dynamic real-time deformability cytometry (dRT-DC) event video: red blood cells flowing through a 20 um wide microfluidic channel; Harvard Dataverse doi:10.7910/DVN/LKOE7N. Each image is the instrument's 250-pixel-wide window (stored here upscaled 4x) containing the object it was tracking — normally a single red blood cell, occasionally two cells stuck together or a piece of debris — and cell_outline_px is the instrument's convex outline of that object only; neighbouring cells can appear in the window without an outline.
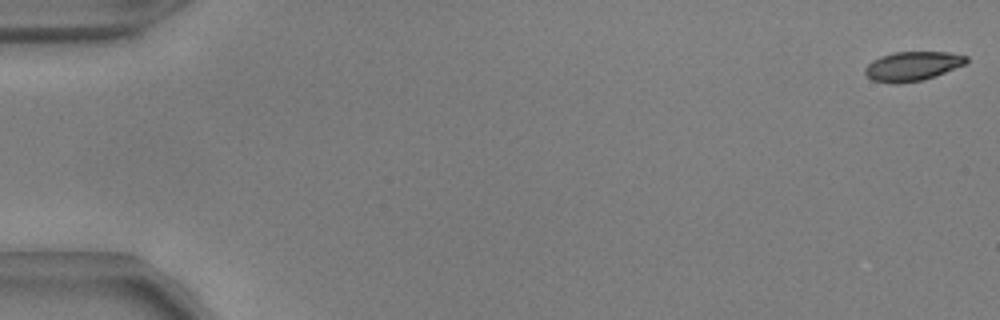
{"species": "common noctule bat (a hibernating species)", "species_latin": "Nyctalus noctula", "temperature_condition": "warm", "stored_images_in_passage": 53, "camera_frame_rate_fps": 3000, "um_per_image_px": 0.085, "animal": {"sex": "male", "body_mass_g": 17.9, "forearm_length_mm": 54.2}, "frame": {"image": 1, "passage_image": 1, "time_ms": 0.0, "image_size_px": [1000, 320], "cell_outline_px": [[964, 60], [960, 64], [932, 76], [916, 80], [880, 80], [872, 76], [868, 72], [868, 68], [872, 64], [888, 56], [904, 52], [936, 52], [964, 56]], "centroid_in_image_um": [77.64, 5.57], "position_along_channel_um": 7.4, "area_um2": 14.39}}
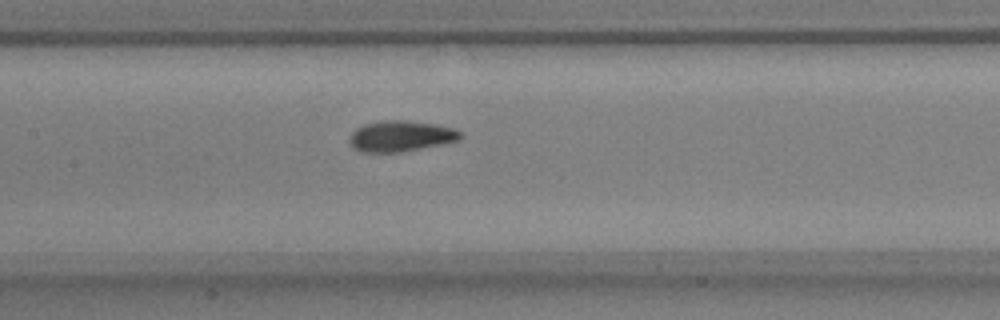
{"frame": {"image": 2, "passage_image": 26, "time_ms": 8.333, "image_size_px": [1000, 320], "cell_outline_px": [[456, 136], [448, 140], [404, 148], [364, 148], [356, 144], [356, 132], [364, 128], [384, 124], [408, 124], [440, 128], [456, 132]], "centroid_in_image_um": [34.07, 11.56], "position_along_channel_um": 173.3, "area_um2": 13.58}}
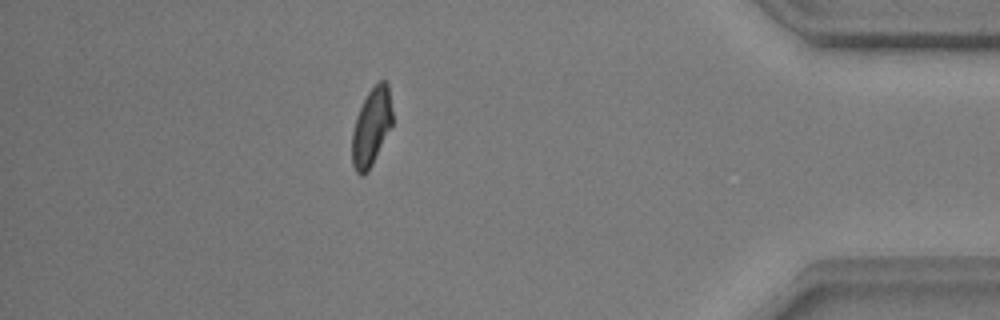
{"frame": {"image": 3, "passage_image": 47, "time_ms": 15.333, "image_size_px": [1000, 320], "cell_outline_px": [[392, 124], [368, 168], [364, 172], [360, 172], [356, 168], [352, 156], [352, 140], [356, 124], [360, 112], [368, 96], [380, 84], [384, 84], [388, 92], [392, 116]], "centroid_in_image_um": [31.58, 10.85], "position_along_channel_um": 403.6, "area_um2": 15.78}, "authors_computed_cell_mechanics": {"area_um2": 14.45, "velocity_mm_per_s": 3.8496, "shape_relaxation_time_tau1_ms": null, "shape_relaxation_time_tau2_ms": 2.5264, "deformation_change_tau1": null, "deformation_change_tau2": 0.1004}}